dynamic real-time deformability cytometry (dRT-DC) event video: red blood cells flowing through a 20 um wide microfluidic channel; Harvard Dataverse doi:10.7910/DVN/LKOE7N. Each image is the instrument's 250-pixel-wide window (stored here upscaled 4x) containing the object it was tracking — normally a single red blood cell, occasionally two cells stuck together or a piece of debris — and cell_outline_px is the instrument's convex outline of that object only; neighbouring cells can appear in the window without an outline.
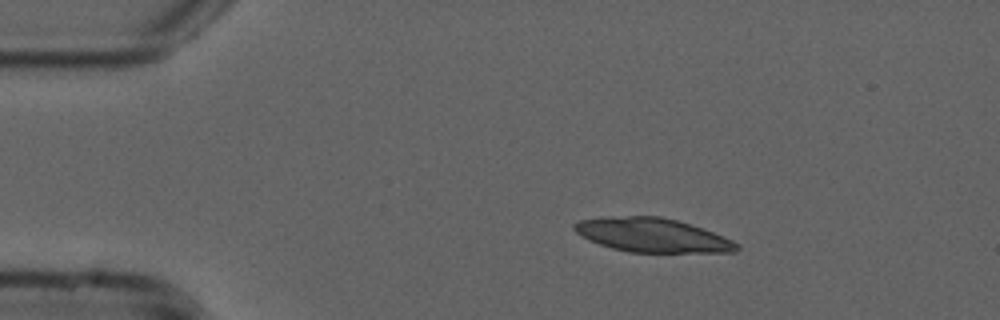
{"species": "common noctule bat (a hibernating species)", "species_latin": "Nyctalus noctula", "temperature_condition": "cold", "stored_images_in_passage": 10, "camera_frame_rate_fps": 3000, "um_per_image_px": 0.085, "animal": {"sex": "male", "forearm_length_mm": 52.5}, "frame": {"image": 1, "passage_image": 2, "time_ms": 0.333, "image_size_px": [1000, 320], "cell_outline_px": [[740, 248], [736, 252], [628, 252], [612, 248], [588, 240], [576, 232], [572, 228], [572, 224], [580, 220], [612, 216], [660, 216], [692, 224], [732, 240], [740, 244]], "centroid_in_image_um": [55.44, 19.98], "position_along_channel_um": 29.6, "area_um2": 32.14}}